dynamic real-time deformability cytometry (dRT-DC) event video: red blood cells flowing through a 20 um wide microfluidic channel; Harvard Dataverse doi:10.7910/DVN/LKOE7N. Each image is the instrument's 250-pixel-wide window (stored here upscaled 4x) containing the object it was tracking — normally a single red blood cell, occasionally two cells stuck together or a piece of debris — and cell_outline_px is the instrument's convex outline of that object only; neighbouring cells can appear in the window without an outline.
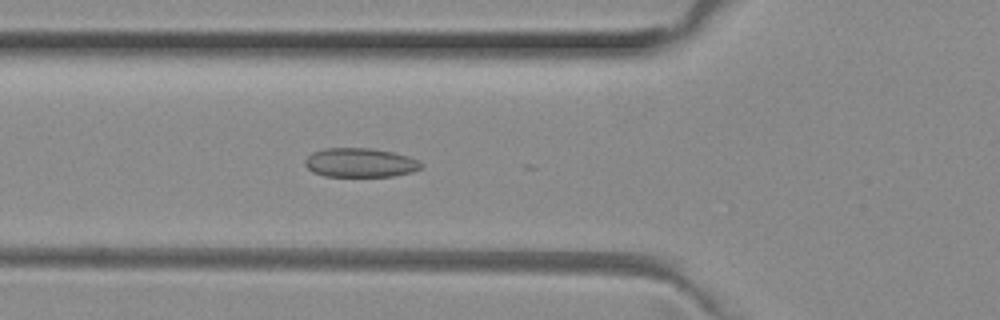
{"species": "common noctule bat (a hibernating species)", "species_latin": "Nyctalus noctula", "temperature_condition": "room temperature", "stored_images_in_passage": 18, "camera_frame_rate_fps": 3000, "um_per_image_px": 0.085, "animal": {"sex": "female", "body_mass_g": 29.2, "forearm_length_mm": 56.3}, "frame": {"image": 1, "passage_image": 15, "time_ms": 4.667, "image_size_px": [1000, 320], "cell_outline_px": [[424, 164], [420, 168], [412, 172], [392, 176], [324, 176], [312, 172], [304, 164], [304, 160], [312, 152], [324, 148], [372, 148], [392, 152], [408, 156], [420, 160]], "centroid_in_image_um": [30.61, 13.82], "position_along_channel_um": 95.2, "area_um2": 19.83}}